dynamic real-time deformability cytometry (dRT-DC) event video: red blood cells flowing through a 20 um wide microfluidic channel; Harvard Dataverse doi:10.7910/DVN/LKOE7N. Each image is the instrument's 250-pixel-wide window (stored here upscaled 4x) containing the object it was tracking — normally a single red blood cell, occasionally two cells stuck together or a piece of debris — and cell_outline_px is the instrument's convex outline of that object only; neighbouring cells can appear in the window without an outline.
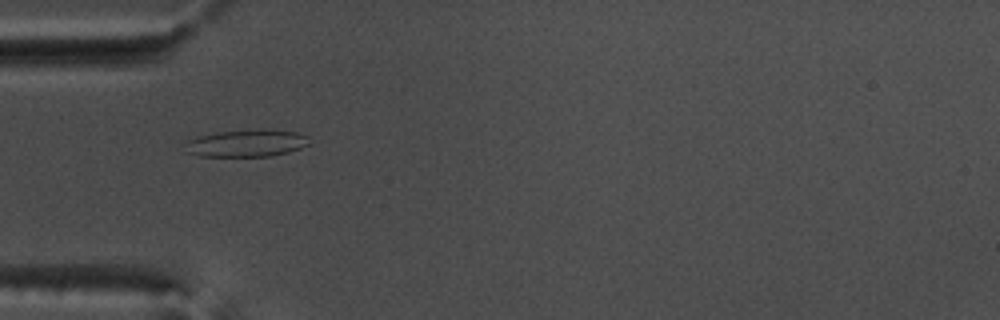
{"species": "common noctule bat (a hibernating species)", "species_latin": "Nyctalus noctula", "temperature_condition": "warm", "stored_images_in_passage": 35, "camera_frame_rate_fps": 3000, "um_per_image_px": 0.085, "animal": {"sex": "male", "body_mass_g": 17.5, "forearm_length_mm": 52.3}, "frame": {"image": 1, "passage_image": 5, "time_ms": 1.333, "image_size_px": [1000, 320], "cell_outline_px": [[312, 144], [288, 152], [272, 156], [196, 156], [184, 152], [188, 140], [196, 136], [220, 132], [260, 128], [264, 128], [296, 132], [308, 136]], "centroid_in_image_um": [20.98, 12.16], "position_along_channel_um": 64.0, "area_um2": 20.06}}
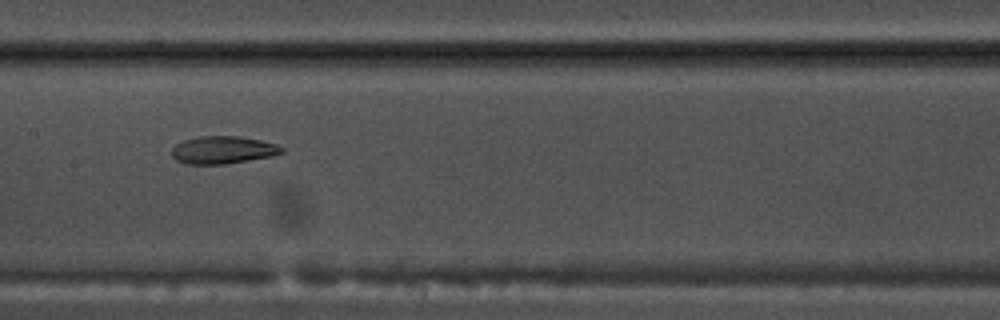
{"frame": {"image": 2, "passage_image": 15, "time_ms": 4.667, "image_size_px": [1000, 320], "cell_outline_px": [[284, 152], [272, 156], [224, 164], [188, 164], [176, 160], [172, 156], [172, 148], [176, 144], [184, 140], [196, 136], [240, 136], [260, 140], [276, 144], [284, 148]], "centroid_in_image_um": [18.94, 12.74], "position_along_channel_um": 188.5, "area_um2": 17.69}}
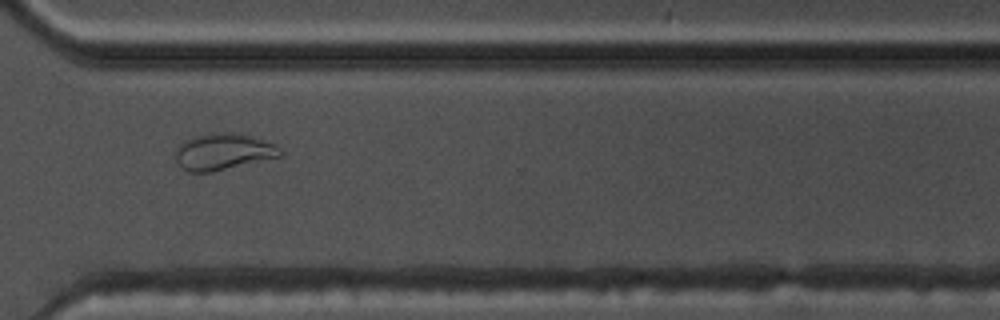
{"frame": {"image": 3, "passage_image": 28, "time_ms": 9.0, "image_size_px": [1000, 320], "cell_outline_px": [[284, 156], [212, 172], [188, 172], [176, 160], [176, 148], [184, 140], [196, 136], [216, 132], [236, 132], [252, 136], [276, 144], [284, 152]], "centroid_in_image_um": [19.04, 12.89], "position_along_channel_um": 351.6, "area_um2": 22.48}, "authors_computed_cell_mechanics": {"area_um2": 18.785, "velocity_mm_per_s": 3.771, "shape_relaxation_time_tau1_ms": null, "shape_relaxation_time_tau2_ms": 2.6976, "deformation_change_tau1": null, "deformation_change_tau2": 0.0854}}